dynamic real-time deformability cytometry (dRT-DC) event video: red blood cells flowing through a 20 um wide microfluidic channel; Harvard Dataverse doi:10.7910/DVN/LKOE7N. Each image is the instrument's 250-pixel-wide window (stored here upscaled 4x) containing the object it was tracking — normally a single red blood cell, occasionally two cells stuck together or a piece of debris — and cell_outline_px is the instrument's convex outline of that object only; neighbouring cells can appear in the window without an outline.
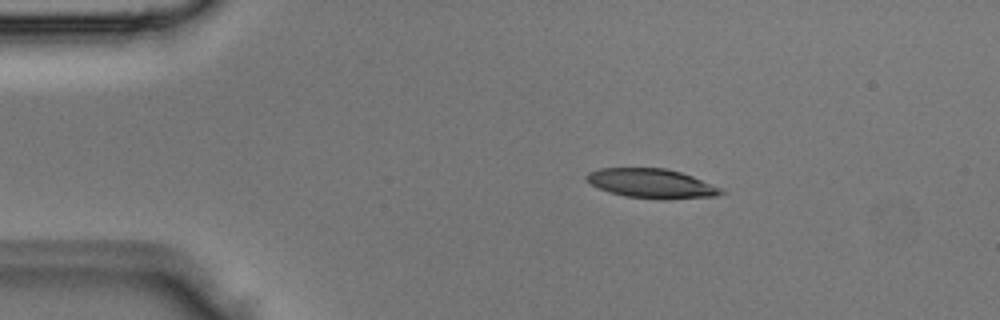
{"species": "Egyptian fruit bat (a non-hibernating species)", "species_latin": "Rousettus aegyptiacus", "temperature_condition": "room temperature", "stored_images_in_passage": 2, "camera_frame_rate_fps": 3000, "um_per_image_px": 0.085, "animal": {"sex": "male"}, "frame": {"image": 1, "passage_image": 1, "time_ms": 0.0, "image_size_px": [1000, 320], "cell_outline_px": [[728, 192], [716, 196], [668, 200], [664, 200], [624, 196], [600, 188], [592, 184], [584, 176], [588, 172], [600, 168], [664, 168], [680, 172], [692, 176], [724, 188]], "centroid_in_image_um": [55.47, 15.6], "position_along_channel_um": 29.5, "area_um2": 23.18}}